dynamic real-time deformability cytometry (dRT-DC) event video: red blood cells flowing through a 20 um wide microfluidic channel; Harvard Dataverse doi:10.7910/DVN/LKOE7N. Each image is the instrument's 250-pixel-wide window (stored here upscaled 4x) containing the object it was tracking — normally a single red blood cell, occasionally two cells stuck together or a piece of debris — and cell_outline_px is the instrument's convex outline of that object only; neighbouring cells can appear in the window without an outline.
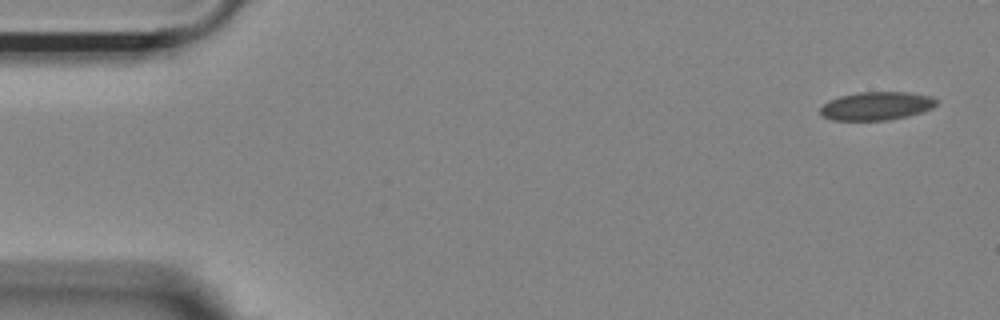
{"species": "Egyptian fruit bat (a non-hibernating species)", "species_latin": "Rousettus aegyptiacus", "temperature_condition": "room temperature", "stored_images_in_passage": 53, "camera_frame_rate_fps": 3000, "um_per_image_px": 0.085, "animal": {"sex": "female"}, "frame": {"image": 1, "passage_image": 1, "time_ms": 0.0, "image_size_px": [1000, 320], "cell_outline_px": [[936, 104], [932, 108], [908, 116], [888, 120], [832, 120], [824, 116], [820, 112], [820, 108], [828, 100], [840, 96], [860, 92], [908, 92], [932, 96], [936, 100]], "centroid_in_image_um": [74.49, 9.0], "position_along_channel_um": 10.5, "area_um2": 19.07}}
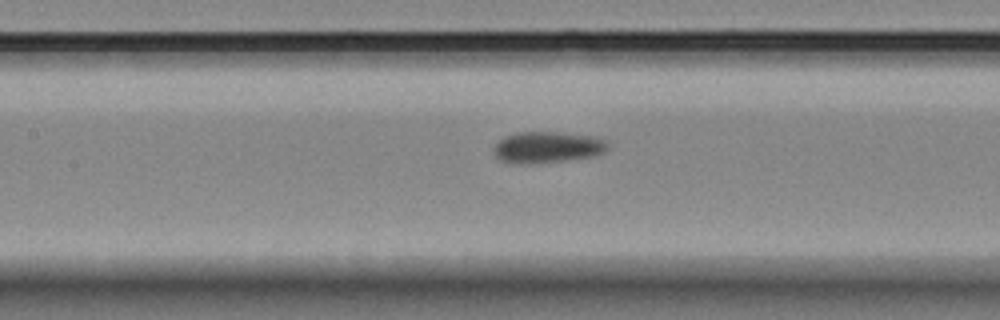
{"frame": {"image": 2, "passage_image": 23, "time_ms": 7.333, "image_size_px": [1000, 320], "cell_outline_px": [[608, 148], [604, 152], [596, 156], [564, 160], [520, 164], [500, 160], [492, 152], [492, 148], [504, 136], [516, 132], [560, 132], [600, 136], [608, 140]], "centroid_in_image_um": [46.57, 12.49], "position_along_channel_um": 160.8, "area_um2": 21.1}}
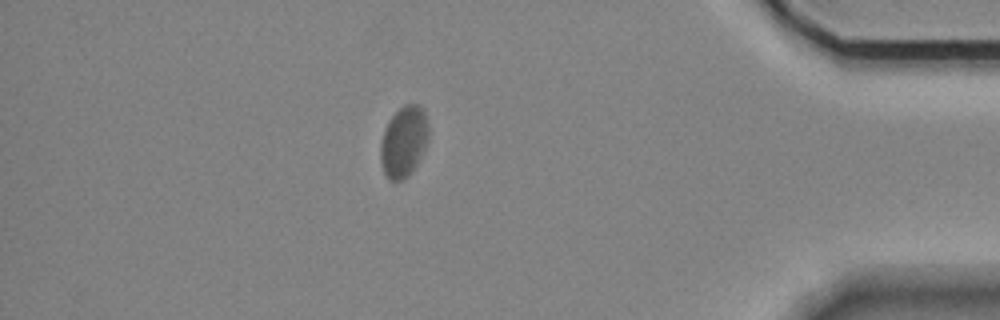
{"frame": {"image": 3, "passage_image": 46, "time_ms": 15.0, "image_size_px": [1000, 320], "cell_outline_px": [[428, 140], [416, 164], [408, 176], [404, 180], [388, 180], [384, 172], [380, 160], [380, 144], [384, 128], [388, 120], [404, 104], [420, 104], [424, 112], [428, 124]], "centroid_in_image_um": [34.3, 12.02], "position_along_channel_um": 400.9, "area_um2": 19.83}, "authors_computed_cell_mechanics": {"area_um2": 20.0566, "velocity_mm_per_s": 3.6559, "shape_relaxation_time_tau1_ms": 9.067, "shape_relaxation_time_tau2_ms": null, "deformation_change_tau1": 0.1054, "deformation_change_tau2": null}}